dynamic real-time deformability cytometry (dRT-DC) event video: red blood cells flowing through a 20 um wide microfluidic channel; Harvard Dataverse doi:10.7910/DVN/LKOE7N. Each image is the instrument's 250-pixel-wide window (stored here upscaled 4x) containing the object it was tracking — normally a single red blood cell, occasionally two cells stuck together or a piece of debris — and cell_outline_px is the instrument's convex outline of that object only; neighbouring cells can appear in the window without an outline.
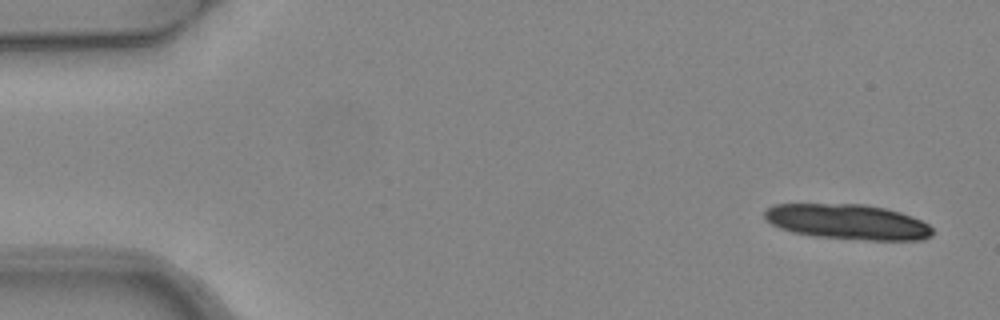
{"species": "common noctule bat (a hibernating species)", "species_latin": "Nyctalus noctula", "temperature_condition": "warm", "stored_images_in_passage": 5, "camera_frame_rate_fps": 3000, "um_per_image_px": 0.085, "animal": {"sex": "female", "body_mass_g": 24.6, "forearm_length_mm": 56.2}, "frame": {"image": 1, "passage_image": 1, "time_ms": 0.0, "image_size_px": [1000, 320], "cell_outline_px": [[932, 236], [924, 240], [868, 240], [816, 236], [792, 232], [780, 228], [764, 220], [764, 212], [772, 204], [864, 204], [884, 208], [900, 212], [912, 216], [928, 224], [932, 228]], "centroid_in_image_um": [72.05, 18.85], "position_along_channel_um": 13.0, "area_um2": 34.51}}
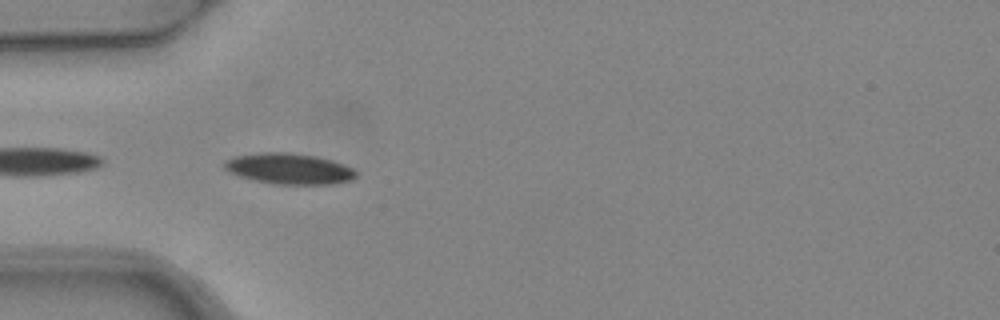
{"frame": {"image": 2, "passage_image": 5, "time_ms": 1.333, "image_size_px": [1000, 320], "cell_outline_px": [[356, 176], [352, 180], [332, 184], [272, 184], [236, 176], [228, 172], [224, 168], [224, 160], [232, 156], [264, 152], [288, 152], [312, 156], [332, 160], [344, 164], [352, 168], [356, 172]], "centroid_in_image_um": [24.52, 14.34], "position_along_channel_um": 60.5, "area_um2": 23.81}}